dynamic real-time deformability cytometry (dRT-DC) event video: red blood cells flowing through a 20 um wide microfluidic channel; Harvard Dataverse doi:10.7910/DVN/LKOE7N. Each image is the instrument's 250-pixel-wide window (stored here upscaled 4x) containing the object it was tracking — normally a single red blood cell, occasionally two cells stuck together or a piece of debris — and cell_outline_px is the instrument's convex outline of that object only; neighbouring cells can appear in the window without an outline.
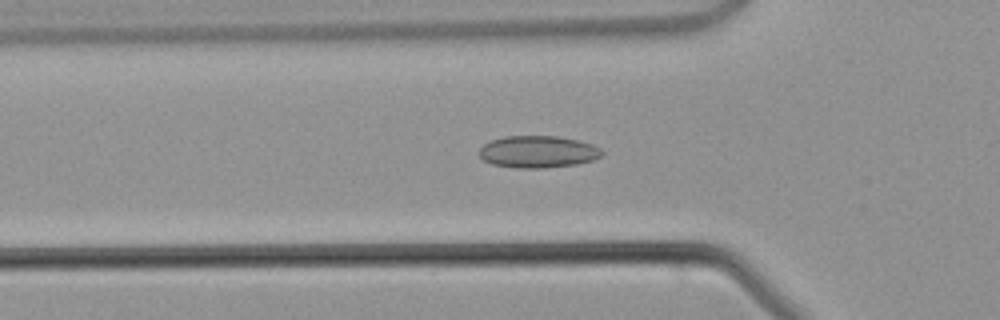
{"species": "common noctule bat (a hibernating species)", "species_latin": "Nyctalus noctula", "temperature_condition": "warm", "stored_images_in_passage": 44, "camera_frame_rate_fps": 3000, "um_per_image_px": 0.085, "animal": {"sex": "male", "body_mass_g": 21.5, "forearm_length_mm": 52.0}, "frame": {"image": 1, "passage_image": 14, "time_ms": 4.333, "image_size_px": [1000, 320], "cell_outline_px": [[604, 152], [600, 156], [592, 160], [576, 164], [544, 168], [516, 168], [492, 164], [484, 160], [480, 156], [480, 148], [484, 144], [492, 140], [504, 136], [556, 136], [576, 140], [592, 144], [600, 148]], "centroid_in_image_um": [45.72, 12.9], "position_along_channel_um": 80.1, "area_um2": 22.77}}
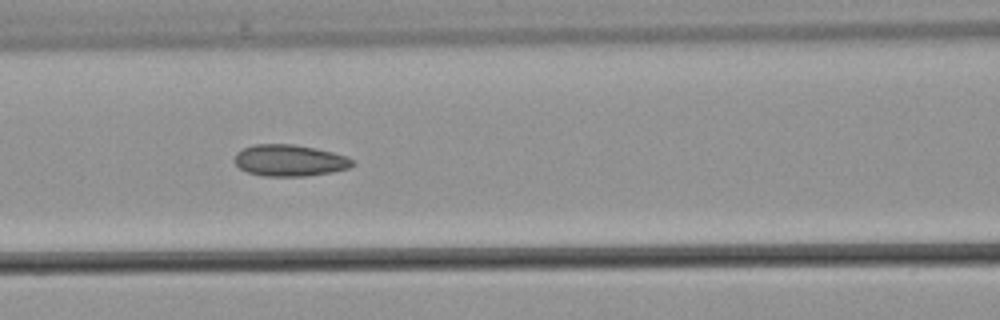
{"frame": {"image": 2, "passage_image": 18, "time_ms": 5.667, "image_size_px": [1000, 320], "cell_outline_px": [[356, 164], [348, 168], [332, 172], [304, 176], [264, 176], [248, 172], [240, 168], [236, 164], [236, 152], [244, 148], [256, 144], [292, 144], [316, 148], [332, 152], [356, 160]], "centroid_in_image_um": [24.65, 13.64], "position_along_channel_um": 141.9, "area_um2": 21.56}}
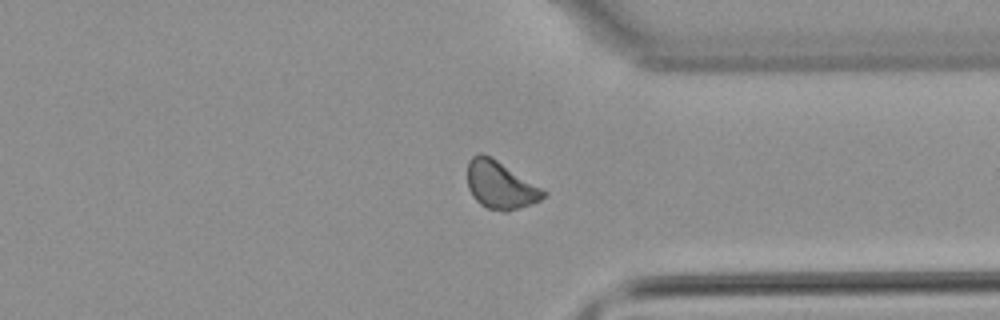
{"frame": {"image": 3, "passage_image": 33, "time_ms": 10.667, "image_size_px": [1000, 320], "cell_outline_px": [[548, 192], [540, 200], [532, 204], [508, 212], [504, 212], [488, 208], [480, 204], [472, 196], [468, 188], [468, 160], [472, 156], [480, 152], [496, 160]], "centroid_in_image_um": [42.51, 15.75], "position_along_channel_um": 368.9, "area_um2": 20.87}}